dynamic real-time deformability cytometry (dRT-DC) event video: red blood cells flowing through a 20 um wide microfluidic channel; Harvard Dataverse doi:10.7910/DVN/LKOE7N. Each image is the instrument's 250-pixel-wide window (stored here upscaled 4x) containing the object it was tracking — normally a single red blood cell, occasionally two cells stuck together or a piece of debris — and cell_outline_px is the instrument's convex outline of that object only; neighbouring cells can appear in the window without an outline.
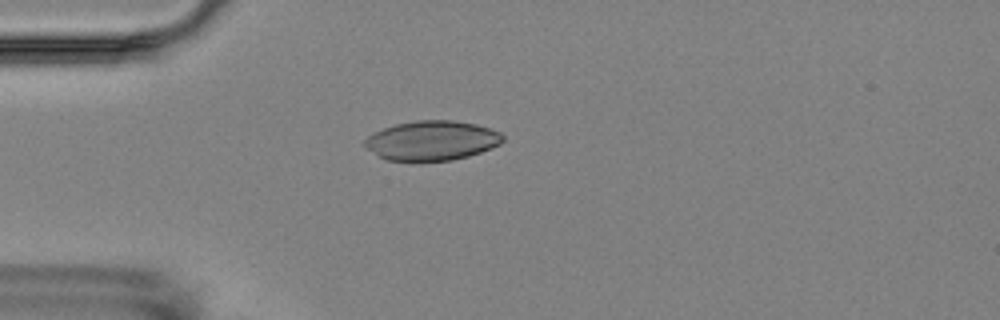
{"species": "Egyptian fruit bat (a non-hibernating species)", "species_latin": "Rousettus aegyptiacus", "temperature_condition": "room temperature", "stored_images_in_passage": 13, "camera_frame_rate_fps": 3000, "um_per_image_px": 0.085, "animal": {"sex": "female"}, "frame": {"image": 1, "passage_image": 2, "time_ms": 1.667, "image_size_px": [1000, 320], "cell_outline_px": [[504, 140], [500, 144], [492, 148], [468, 156], [452, 160], [388, 160], [380, 156], [368, 148], [364, 144], [364, 140], [372, 132], [396, 124], [416, 120], [452, 120], [476, 124], [500, 132], [504, 136]], "centroid_in_image_um": [36.73, 11.93], "position_along_channel_um": 48.3, "area_um2": 31.56}}
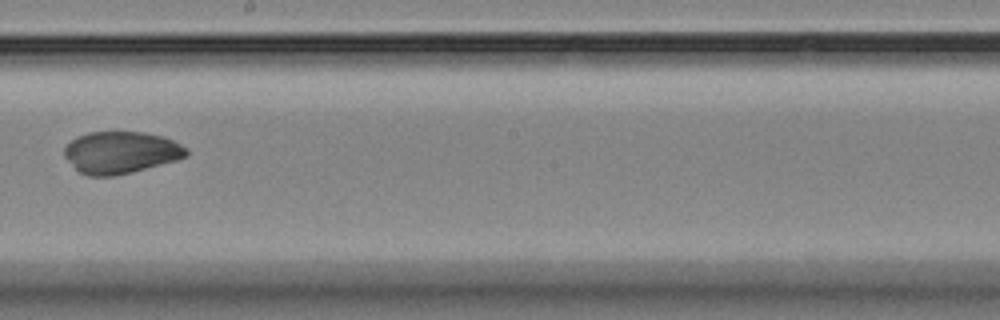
{"frame": {"image": 2, "passage_image": 7, "time_ms": 7.333, "image_size_px": [1000, 320], "cell_outline_px": [[188, 152], [184, 156], [176, 160], [132, 172], [112, 176], [88, 176], [80, 172], [64, 156], [64, 148], [76, 136], [88, 132], [144, 132], [164, 136], [188, 148]], "centroid_in_image_um": [10.26, 12.95], "position_along_channel_um": 237.9, "area_um2": 29.71}}
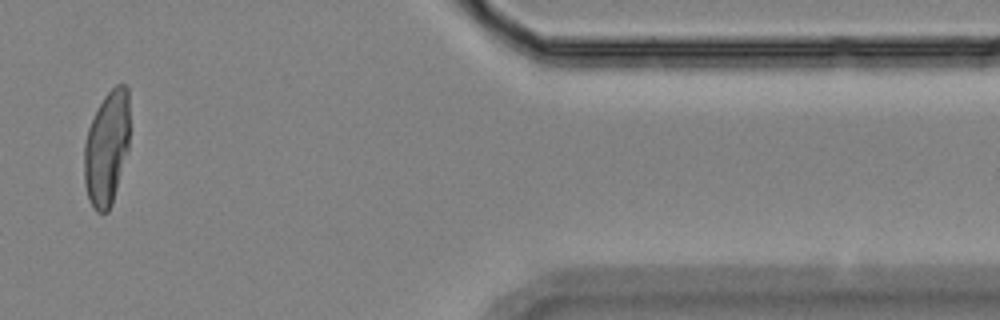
{"frame": {"image": 3, "passage_image": 12, "time_ms": 13.0, "image_size_px": [1000, 320], "cell_outline_px": [[128, 152], [112, 204], [108, 212], [96, 212], [92, 208], [84, 184], [84, 144], [88, 128], [104, 96], [116, 84], [124, 84], [128, 88]], "centroid_in_image_um": [9.07, 12.62], "position_along_channel_um": 402.3, "area_um2": 30.35}}